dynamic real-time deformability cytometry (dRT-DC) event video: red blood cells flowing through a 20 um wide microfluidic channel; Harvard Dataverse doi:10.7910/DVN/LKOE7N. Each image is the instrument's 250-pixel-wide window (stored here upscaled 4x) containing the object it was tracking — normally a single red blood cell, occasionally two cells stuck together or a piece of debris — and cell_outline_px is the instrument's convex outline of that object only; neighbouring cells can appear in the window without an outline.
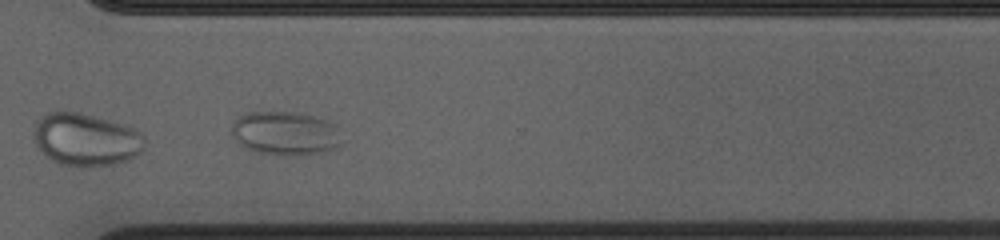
{"species": "common noctule bat (a hibernating species)", "species_latin": "Nyctalus noctula", "temperature_condition": "cold", "stored_images_in_passage": 46, "segment_of_instrument_passage": [2, 2], "camera_frame_rate_fps": 3000, "um_per_image_px": 0.085, "animal": {"sex": "female", "body_mass_g": 23.0, "forearm_length_mm": 53.4}, "frame": {"image": 1, "passage_image": 33, "time_ms": 10.667, "image_size_px": [1000, 240], "cell_outline_px": [[340, 144], [336, 148], [320, 152], [260, 152], [244, 148], [232, 136], [232, 128], [236, 120], [244, 112], [296, 112], [312, 116], [336, 124]], "centroid_in_image_um": [24.21, 11.27], "position_along_channel_um": 346.4, "area_um2": 26.88}}